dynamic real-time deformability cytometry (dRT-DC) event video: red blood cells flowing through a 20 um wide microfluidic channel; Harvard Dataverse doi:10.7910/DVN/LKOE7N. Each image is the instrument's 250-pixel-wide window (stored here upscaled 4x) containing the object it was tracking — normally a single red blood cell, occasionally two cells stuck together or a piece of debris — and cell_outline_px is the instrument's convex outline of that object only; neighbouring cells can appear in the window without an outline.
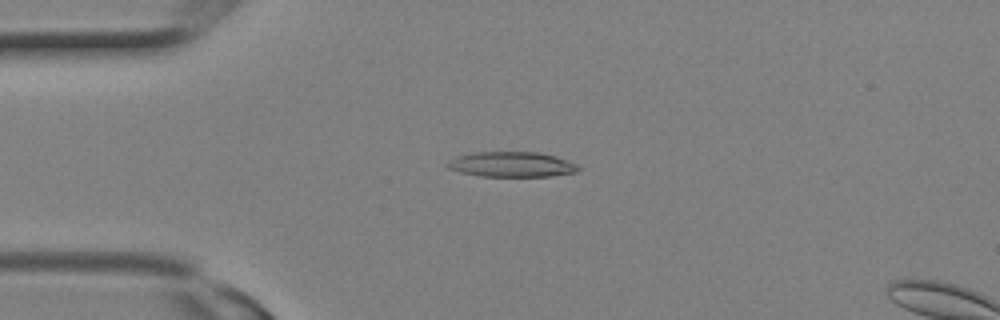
{"species": "Egyptian fruit bat (a non-hibernating species)", "species_latin": "Rousettus aegyptiacus", "temperature_condition": "room temperature", "stored_images_in_passage": 2, "camera_frame_rate_fps": 3000, "um_per_image_px": 0.085, "animal": {"sex": "female"}, "frame": {"image": 1, "passage_image": 1, "time_ms": 0.0, "image_size_px": [1000, 320], "cell_outline_px": [[580, 168], [576, 172], [552, 176], [480, 176], [460, 172], [448, 168], [444, 164], [448, 160], [456, 156], [472, 152], [536, 152], [556, 156], [576, 164]], "centroid_in_image_um": [43.44, 13.97], "position_along_channel_um": 41.6, "area_um2": 19.25}}